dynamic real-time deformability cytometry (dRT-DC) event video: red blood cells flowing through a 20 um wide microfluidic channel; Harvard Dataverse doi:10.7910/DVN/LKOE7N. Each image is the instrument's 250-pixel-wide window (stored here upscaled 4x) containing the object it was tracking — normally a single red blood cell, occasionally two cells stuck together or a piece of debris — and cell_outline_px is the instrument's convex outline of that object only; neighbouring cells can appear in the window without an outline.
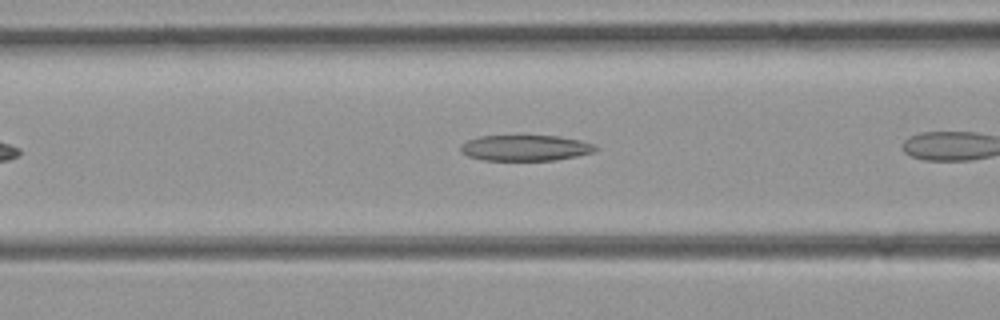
{"species": "common noctule bat (a hibernating species)", "species_latin": "Nyctalus noctula", "temperature_condition": "room temperature", "stored_images_in_passage": 10, "camera_frame_rate_fps": 3000, "um_per_image_px": 0.085, "animal": {"sex": "female", "body_mass_g": 21.9}, "frame": {"image": 1, "passage_image": 6, "time_ms": 1.667, "image_size_px": [1000, 320], "cell_outline_px": [[600, 148], [596, 152], [556, 160], [484, 160], [468, 156], [460, 152], [460, 144], [468, 140], [480, 136], [560, 136], [580, 140], [596, 144]], "centroid_in_image_um": [44.7, 12.57], "position_along_channel_um": 121.9, "area_um2": 20.46}}
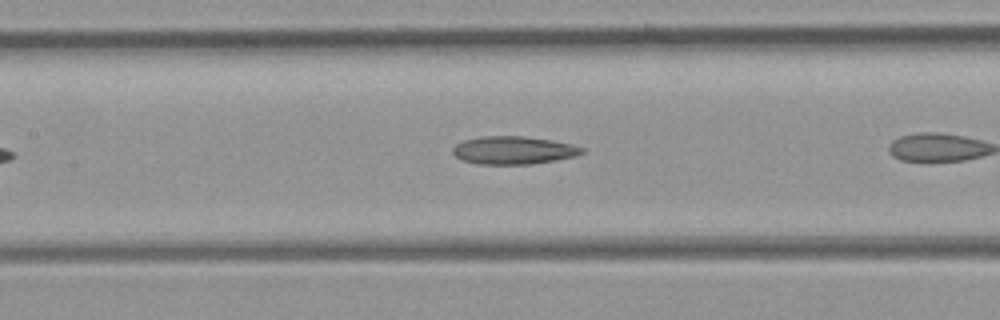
{"frame": {"image": 2, "passage_image": 9, "time_ms": 2.667, "image_size_px": [1000, 320], "cell_outline_px": [[584, 152], [576, 156], [556, 160], [532, 164], [480, 164], [464, 160], [456, 156], [452, 152], [452, 148], [456, 144], [464, 140], [480, 136], [524, 136], [552, 140], [572, 144], [584, 148]], "centroid_in_image_um": [43.67, 12.76], "position_along_channel_um": 163.7, "area_um2": 21.04}}